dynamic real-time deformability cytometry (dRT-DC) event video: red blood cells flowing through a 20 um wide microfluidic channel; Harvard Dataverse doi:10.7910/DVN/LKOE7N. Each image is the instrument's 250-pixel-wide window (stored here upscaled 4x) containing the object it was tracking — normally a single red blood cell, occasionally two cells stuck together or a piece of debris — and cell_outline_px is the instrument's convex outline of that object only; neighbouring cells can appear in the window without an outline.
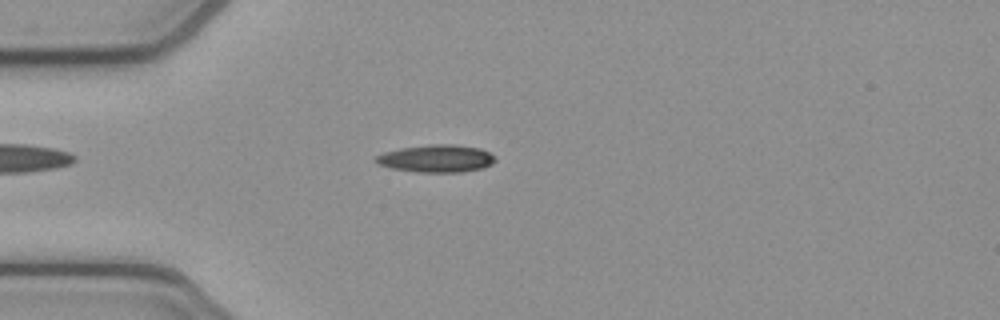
{"species": "common noctule bat (a hibernating species)", "species_latin": "Nyctalus noctula", "temperature_condition": "cold", "stored_images_in_passage": 49, "camera_frame_rate_fps": 3000, "um_per_image_px": 0.085, "animal": {"sex": "female", "body_mass_g": 21.9}, "frame": {"image": 1, "passage_image": 10, "time_ms": 3.0, "image_size_px": [1000, 320], "cell_outline_px": [[496, 160], [492, 164], [480, 168], [460, 172], [416, 172], [392, 168], [380, 164], [372, 160], [376, 156], [384, 152], [400, 148], [432, 144], [456, 144], [480, 148], [496, 156]], "centroid_in_image_um": [37.1, 13.46], "position_along_channel_um": 47.9, "area_um2": 19.13}}
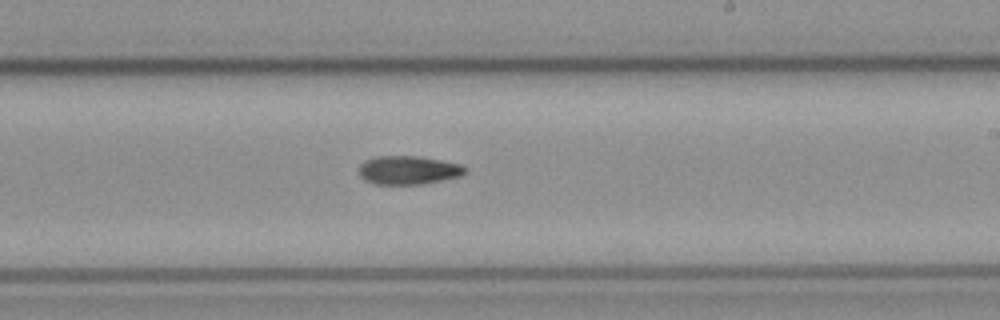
{"frame": {"image": 2, "passage_image": 27, "time_ms": 8.667, "image_size_px": [1000, 320], "cell_outline_px": [[468, 168], [460, 176], [424, 184], [376, 184], [364, 180], [360, 176], [360, 164], [364, 160], [376, 156], [420, 156], [460, 164]], "centroid_in_image_um": [34.69, 14.46], "position_along_channel_um": 254.3, "area_um2": 17.69}}
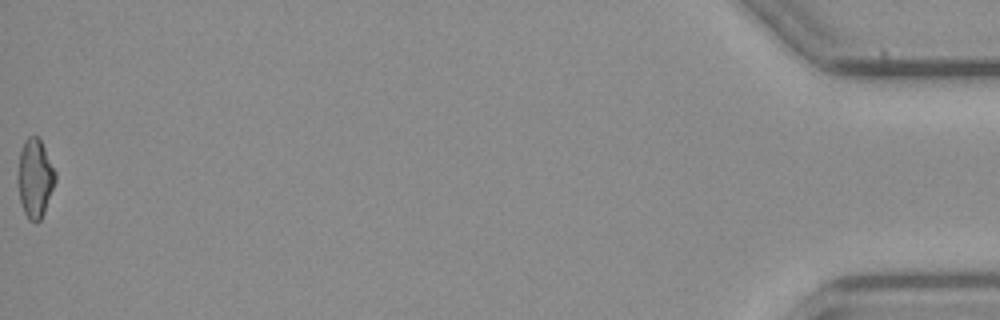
{"frame": {"image": 3, "passage_image": 49, "time_ms": 16.0, "image_size_px": [1000, 320], "cell_outline_px": [[56, 180], [44, 212], [40, 220], [36, 224], [28, 220], [24, 212], [20, 200], [16, 180], [16, 176], [20, 152], [24, 140], [28, 136], [36, 136], [40, 140], [56, 172]], "centroid_in_image_um": [2.95, 15.17], "position_along_channel_um": 432.3, "area_um2": 17.34}}